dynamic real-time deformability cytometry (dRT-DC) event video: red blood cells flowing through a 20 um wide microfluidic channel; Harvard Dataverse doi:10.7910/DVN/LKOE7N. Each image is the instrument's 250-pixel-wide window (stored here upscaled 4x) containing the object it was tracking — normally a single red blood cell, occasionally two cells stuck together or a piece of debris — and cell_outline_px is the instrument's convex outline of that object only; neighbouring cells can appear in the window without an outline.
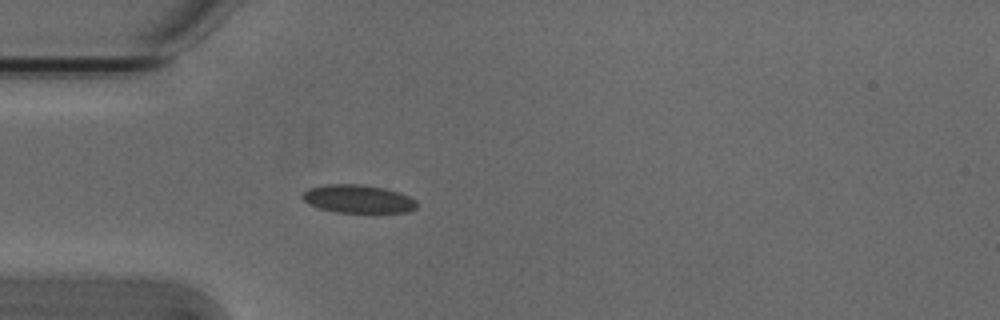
{"species": "Egyptian fruit bat (a non-hibernating species)", "species_latin": "Rousettus aegyptiacus", "temperature_condition": "cold", "stored_images_in_passage": 3, "camera_frame_rate_fps": 3000, "um_per_image_px": 0.085, "animal": {"sex": "male"}, "frame": {"image": 1, "passage_image": 3, "time_ms": 0.667, "image_size_px": [1000, 320], "cell_outline_px": [[416, 208], [408, 212], [336, 212], [316, 208], [308, 204], [300, 196], [300, 192], [308, 188], [328, 184], [360, 184], [384, 188], [408, 196], [416, 200]], "centroid_in_image_um": [30.36, 16.9], "position_along_channel_um": 54.6, "area_um2": 18.84}}